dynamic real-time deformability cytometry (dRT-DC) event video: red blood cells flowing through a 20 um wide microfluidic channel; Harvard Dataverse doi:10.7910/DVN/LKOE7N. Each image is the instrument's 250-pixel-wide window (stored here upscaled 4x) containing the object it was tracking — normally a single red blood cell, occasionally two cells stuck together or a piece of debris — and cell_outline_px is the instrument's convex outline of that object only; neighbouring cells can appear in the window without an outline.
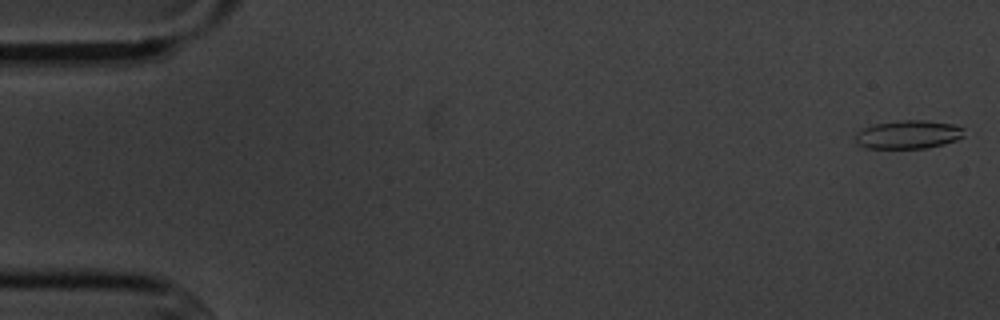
{"species": "common noctule bat (a hibernating species)", "species_latin": "Nyctalus noctula", "temperature_condition": "cold", "stored_images_in_passage": 6, "camera_frame_rate_fps": 3000, "um_per_image_px": 0.085, "animal": {"sex": "male", "body_mass_g": 20.1, "forearm_length_mm": 53.5}, "frame": {"image": 1, "passage_image": 1, "time_ms": 0.0, "image_size_px": [1000, 320], "cell_outline_px": [[964, 136], [956, 140], [944, 144], [928, 148], [864, 148], [856, 144], [856, 132], [872, 124], [900, 120], [928, 120], [952, 124], [964, 128]], "centroid_in_image_um": [77.2, 11.43], "position_along_channel_um": 7.8, "area_um2": 18.21}}
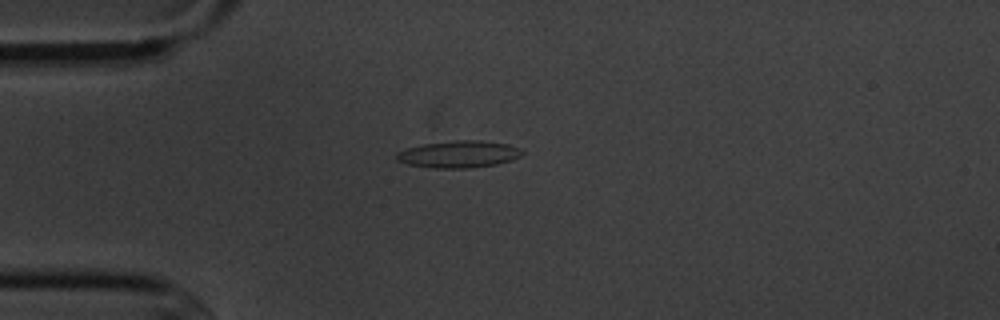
{"frame": {"image": 2, "passage_image": 4, "time_ms": 4.333, "image_size_px": [1000, 320], "cell_outline_px": [[524, 152], [520, 156], [512, 160], [496, 164], [468, 168], [432, 168], [408, 164], [396, 160], [396, 152], [408, 148], [424, 144], [456, 140], [480, 140], [508, 144], [520, 148]], "centroid_in_image_um": [39.0, 13.11], "position_along_channel_um": 46.0, "area_um2": 19.71}}
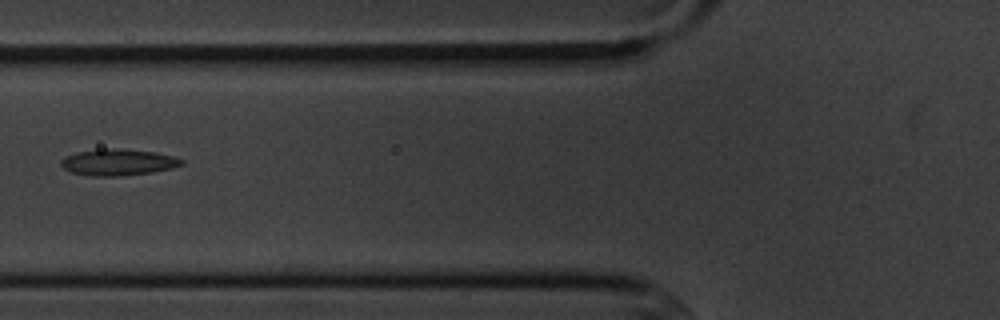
{"frame": {"image": 3, "passage_image": 6, "time_ms": 6.667, "image_size_px": [1000, 320], "cell_outline_px": [[184, 164], [172, 168], [152, 172], [120, 176], [92, 176], [72, 172], [64, 168], [60, 164], [60, 160], [64, 156], [76, 152], [104, 148], [120, 148], [156, 152], [172, 156], [184, 160]], "centroid_in_image_um": [10.03, 13.78], "position_along_channel_um": 115.8, "area_um2": 18.67}}